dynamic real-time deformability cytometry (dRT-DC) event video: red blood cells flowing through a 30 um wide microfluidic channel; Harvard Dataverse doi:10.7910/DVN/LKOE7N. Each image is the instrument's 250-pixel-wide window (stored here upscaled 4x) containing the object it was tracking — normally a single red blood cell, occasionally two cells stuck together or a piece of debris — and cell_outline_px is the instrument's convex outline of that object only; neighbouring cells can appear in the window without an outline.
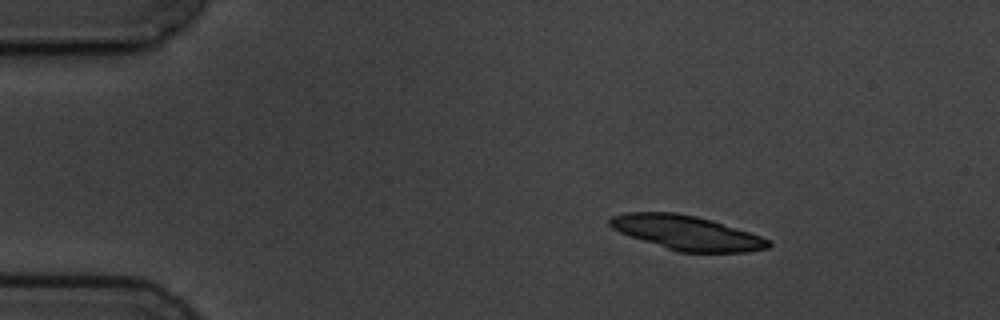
{"species": "common noctule bat (a hibernating species)", "species_latin": "Nyctalus noctula", "temperature_condition": "cold", "stored_images_in_passage": 4, "camera_frame_rate_fps": 3000, "um_per_image_px": 0.085, "animal": {"sex": "male", "body_mass_g": 19.5, "forearm_length_mm": 54.6}, "frame": {"image": 1, "passage_image": 2, "time_ms": 1.333, "image_size_px": [1000, 320], "cell_outline_px": [[772, 244], [768, 248], [748, 252], [676, 252], [620, 232], [612, 228], [608, 224], [608, 220], [612, 216], [628, 212], [676, 212], [696, 216], [712, 220], [760, 236], [768, 240]], "centroid_in_image_um": [58.35, 19.78], "position_along_channel_um": 26.6, "area_um2": 31.56}}